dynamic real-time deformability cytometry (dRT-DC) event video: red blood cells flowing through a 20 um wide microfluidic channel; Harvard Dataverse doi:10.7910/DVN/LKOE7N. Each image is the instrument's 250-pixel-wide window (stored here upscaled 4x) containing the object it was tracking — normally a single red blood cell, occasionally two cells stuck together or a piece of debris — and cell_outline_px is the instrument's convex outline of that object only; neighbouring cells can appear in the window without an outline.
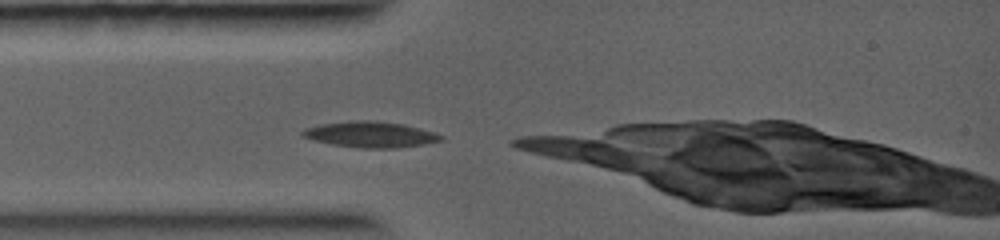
{"species": "common noctule bat (a hibernating species)", "species_latin": "Nyctalus noctula", "temperature_condition": "warm", "stored_images_in_passage": 4, "camera_frame_rate_fps": 5000, "um_per_image_px": 0.085, "animal": {"sex": "female", "body_mass_g": 19.0, "forearm_length_mm": 56.7}, "frame": {"image": 1, "passage_image": 1, "time_ms": 0.0, "image_size_px": [1000, 240], "cell_outline_px": [[444, 140], [424, 144], [396, 148], [360, 148], [332, 144], [300, 136], [300, 132], [304, 128], [320, 124], [348, 120], [376, 120], [404, 124], [436, 132], [444, 136]], "centroid_in_image_um": [31.5, 11.42], "position_along_channel_um": 53.5, "area_um2": 21.15}}